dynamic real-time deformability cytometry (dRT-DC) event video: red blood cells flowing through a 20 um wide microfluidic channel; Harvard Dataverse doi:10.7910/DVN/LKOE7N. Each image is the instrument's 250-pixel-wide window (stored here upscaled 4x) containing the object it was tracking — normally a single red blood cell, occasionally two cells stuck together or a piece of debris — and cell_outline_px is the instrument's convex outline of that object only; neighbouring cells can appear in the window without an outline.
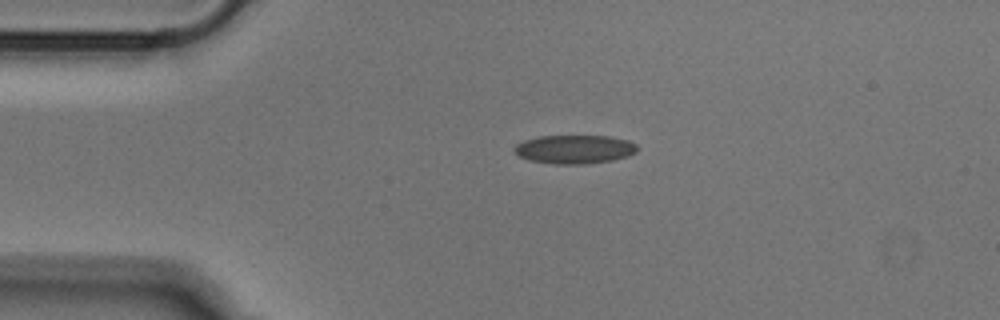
{"species": "Egyptian fruit bat (a non-hibernating species)", "species_latin": "Rousettus aegyptiacus", "temperature_condition": "cold", "stored_images_in_passage": 41, "camera_frame_rate_fps": 3000, "um_per_image_px": 0.085, "animal": {"sex": "male"}, "frame": {"image": 1, "passage_image": 1, "time_ms": 0.0, "image_size_px": [1000, 320], "cell_outline_px": [[636, 152], [628, 156], [612, 160], [580, 164], [552, 164], [528, 160], [520, 156], [512, 148], [516, 144], [524, 140], [540, 136], [608, 136], [628, 140], [636, 144]], "centroid_in_image_um": [48.81, 12.69], "position_along_channel_um": 36.2, "area_um2": 20.46}}
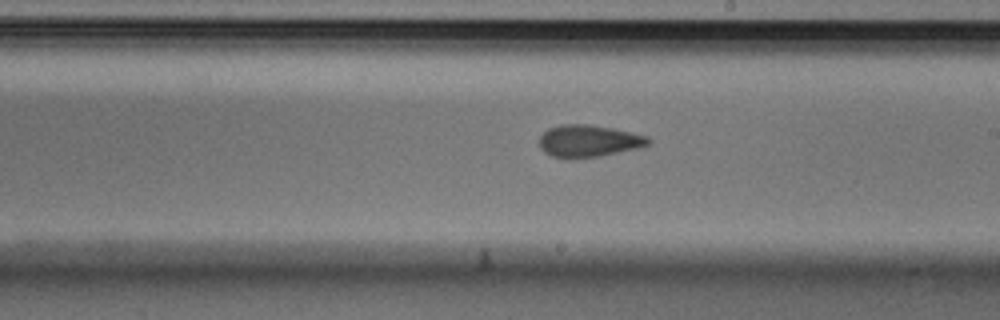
{"frame": {"image": 2, "passage_image": 19, "time_ms": 6.0, "image_size_px": [1000, 320], "cell_outline_px": [[652, 140], [648, 144], [636, 148], [600, 156], [552, 156], [544, 152], [540, 148], [540, 136], [548, 128], [560, 124], [588, 124], [612, 128], [648, 136]], "centroid_in_image_um": [50.03, 11.94], "position_along_channel_um": 239.0, "area_um2": 19.83}}
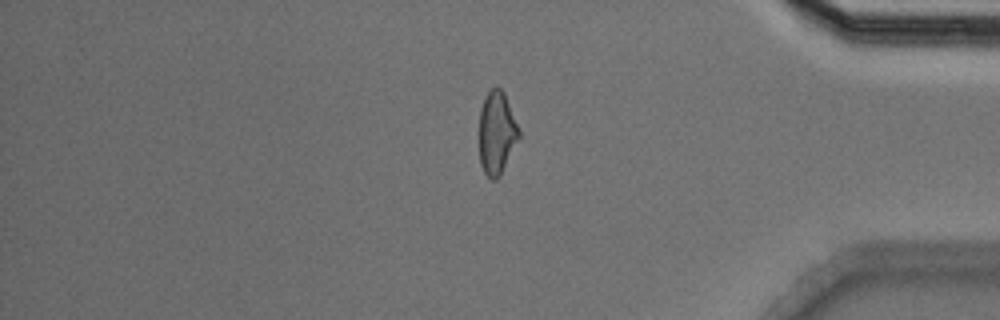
{"frame": {"image": 3, "passage_image": 33, "time_ms": 10.667, "image_size_px": [1000, 320], "cell_outline_px": [[520, 136], [500, 176], [496, 180], [492, 180], [484, 172], [480, 164], [480, 108], [488, 92], [496, 84], [504, 92], [520, 132]], "centroid_in_image_um": [42.22, 11.3], "position_along_channel_um": 393.0, "area_um2": 19.02}}